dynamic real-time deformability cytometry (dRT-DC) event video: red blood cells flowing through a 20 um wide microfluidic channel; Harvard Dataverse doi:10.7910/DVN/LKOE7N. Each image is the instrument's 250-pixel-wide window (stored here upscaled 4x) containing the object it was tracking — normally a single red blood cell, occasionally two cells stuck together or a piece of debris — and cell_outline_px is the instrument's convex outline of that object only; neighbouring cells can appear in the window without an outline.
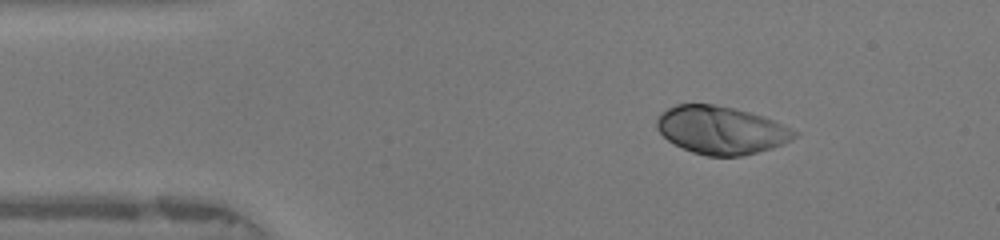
{"species": "human", "species_latin": "Homo sapiens", "temperature_condition": "warm", "stored_images_in_passage": 47, "camera_frame_rate_fps": 3000, "um_per_image_px": 0.085, "donor": {"sex": "female"}, "frame": {"image": 1, "passage_image": 6, "time_ms": 1.667, "image_size_px": [1000, 240], "cell_outline_px": [[800, 132], [792, 140], [772, 148], [740, 156], [708, 156], [692, 152], [668, 140], [656, 128], [656, 120], [660, 112], [676, 104], [716, 104], [736, 108], [764, 116], [792, 128]], "centroid_in_image_um": [61.31, 11.04], "position_along_channel_um": 23.7, "area_um2": 38.55}}
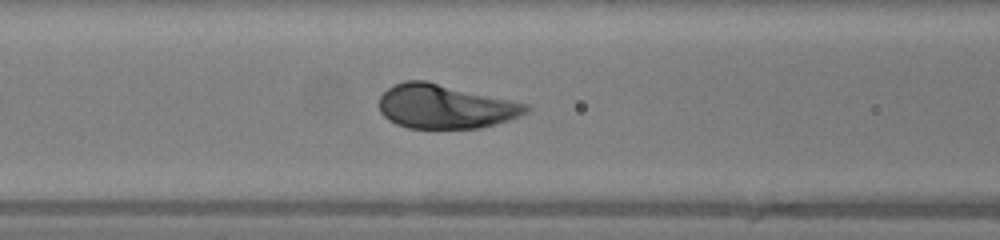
{"frame": {"image": 2, "passage_image": 18, "time_ms": 5.667, "image_size_px": [1000, 240], "cell_outline_px": [[532, 108], [528, 112], [508, 120], [496, 124], [480, 128], [408, 128], [396, 124], [388, 120], [380, 112], [380, 96], [392, 84], [404, 80], [424, 80], [512, 100], [528, 104]], "centroid_in_image_um": [37.83, 9.05], "position_along_channel_um": 128.8, "area_um2": 37.8}}
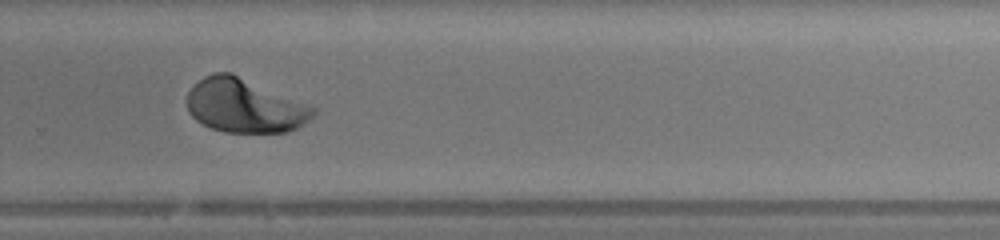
{"frame": {"image": 3, "passage_image": 31, "time_ms": 10.0, "image_size_px": [1000, 240], "cell_outline_px": [[320, 108], [304, 124], [288, 132], [224, 132], [212, 128], [196, 120], [188, 112], [188, 92], [204, 76], [216, 72], [232, 72]], "centroid_in_image_um": [20.85, 8.97], "position_along_channel_um": 309.0, "area_um2": 39.88}, "authors_computed_cell_mechanics": {"area_um2": 39.0728, "velocity_mm_per_s": 4.1729, "shape_relaxation_time_tau1_ms": 1.9606, "shape_relaxation_time_tau2_ms": null, "deformation_change_tau1": 0.1851, "deformation_change_tau2": null}}